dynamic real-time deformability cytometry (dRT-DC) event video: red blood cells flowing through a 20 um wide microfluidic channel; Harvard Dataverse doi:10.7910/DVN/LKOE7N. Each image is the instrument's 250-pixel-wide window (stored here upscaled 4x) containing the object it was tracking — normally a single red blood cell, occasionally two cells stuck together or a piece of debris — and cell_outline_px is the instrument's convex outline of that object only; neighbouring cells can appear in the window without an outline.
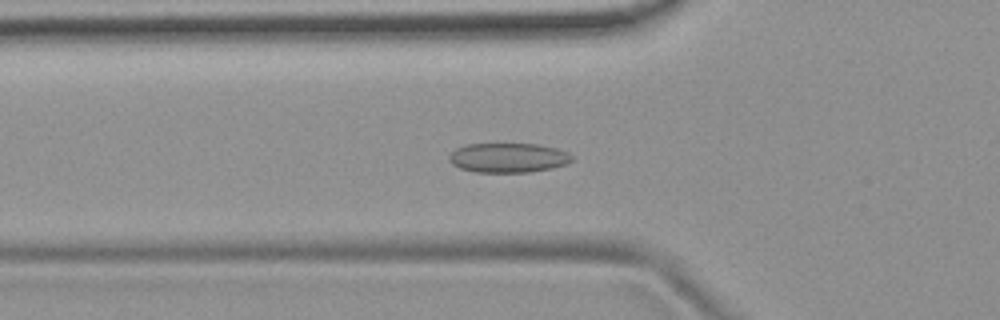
{"species": "common noctule bat (a hibernating species)", "species_latin": "Nyctalus noctula", "temperature_condition": "room temperature", "stored_images_in_passage": 37, "camera_frame_rate_fps": 3000, "um_per_image_px": 0.085, "animal": {"sex": "female", "body_mass_g": 19.9}, "frame": {"image": 1, "passage_image": 19, "time_ms": 6.0, "image_size_px": [1000, 320], "cell_outline_px": [[572, 160], [568, 164], [552, 168], [528, 172], [476, 172], [460, 168], [452, 164], [448, 160], [448, 156], [456, 148], [468, 144], [536, 144], [556, 148], [568, 152], [572, 156]], "centroid_in_image_um": [43.2, 13.41], "position_along_channel_um": 82.6, "area_um2": 21.15}}
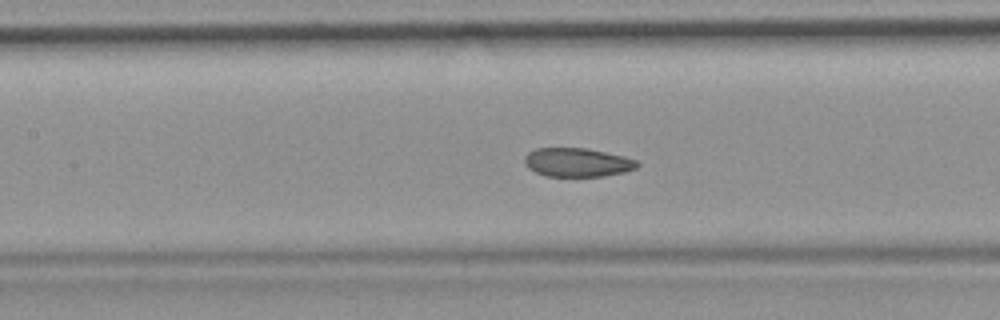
{"frame": {"image": 2, "passage_image": 25, "time_ms": 8.0, "image_size_px": [1000, 320], "cell_outline_px": [[640, 164], [636, 168], [624, 172], [604, 176], [544, 176], [528, 168], [524, 164], [524, 156], [528, 152], [536, 148], [588, 148], [624, 156], [636, 160]], "centroid_in_image_um": [49.05, 13.8], "position_along_channel_um": 158.3, "area_um2": 19.02}}
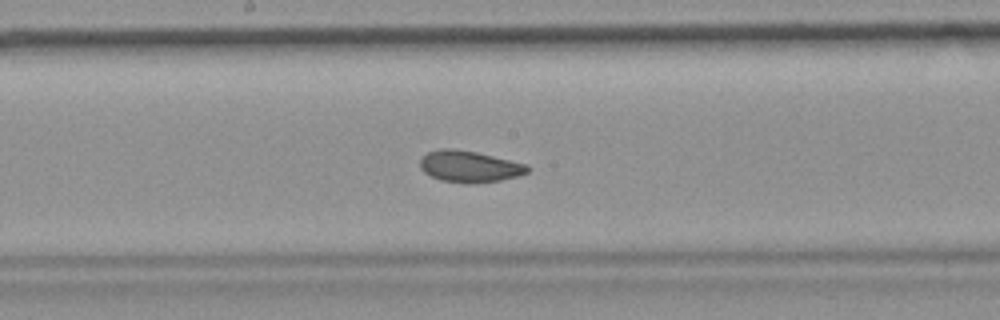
{"frame": {"image": 3, "passage_image": 29, "time_ms": 9.333, "image_size_px": [1000, 320], "cell_outline_px": [[532, 168], [528, 172], [520, 176], [500, 180], [472, 184], [464, 184], [440, 180], [424, 172], [420, 168], [420, 156], [428, 152], [440, 148], [452, 148], [476, 152], [528, 164]], "centroid_in_image_um": [39.91, 14.16], "position_along_channel_um": 208.3, "area_um2": 20.06}}